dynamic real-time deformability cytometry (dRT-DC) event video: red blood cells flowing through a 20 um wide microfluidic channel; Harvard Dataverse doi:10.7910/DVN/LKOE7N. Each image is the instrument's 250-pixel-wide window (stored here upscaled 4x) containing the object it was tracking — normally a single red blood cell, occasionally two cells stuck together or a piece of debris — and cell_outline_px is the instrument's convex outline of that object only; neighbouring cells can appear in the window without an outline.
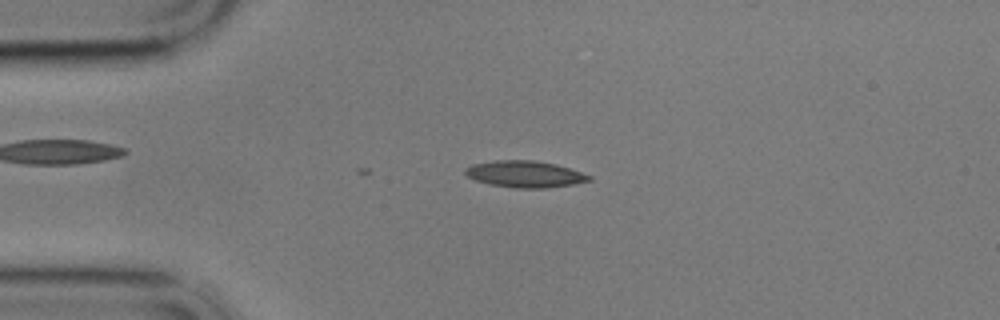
{"species": "common noctule bat (a hibernating species)", "species_latin": "Nyctalus noctula", "temperature_condition": "cold", "stored_images_in_passage": 2, "camera_frame_rate_fps": 3000, "um_per_image_px": 0.085, "animal": {"sex": "male", "body_mass_g": 17.9}, "frame": {"image": 1, "passage_image": 2, "time_ms": 0.333, "image_size_px": [1000, 320], "cell_outline_px": [[592, 180], [572, 184], [548, 188], [516, 188], [488, 184], [476, 180], [468, 176], [464, 172], [464, 168], [472, 164], [496, 160], [532, 160], [556, 164], [592, 176]], "centroid_in_image_um": [44.59, 14.8], "position_along_channel_um": 40.4, "area_um2": 19.13}}